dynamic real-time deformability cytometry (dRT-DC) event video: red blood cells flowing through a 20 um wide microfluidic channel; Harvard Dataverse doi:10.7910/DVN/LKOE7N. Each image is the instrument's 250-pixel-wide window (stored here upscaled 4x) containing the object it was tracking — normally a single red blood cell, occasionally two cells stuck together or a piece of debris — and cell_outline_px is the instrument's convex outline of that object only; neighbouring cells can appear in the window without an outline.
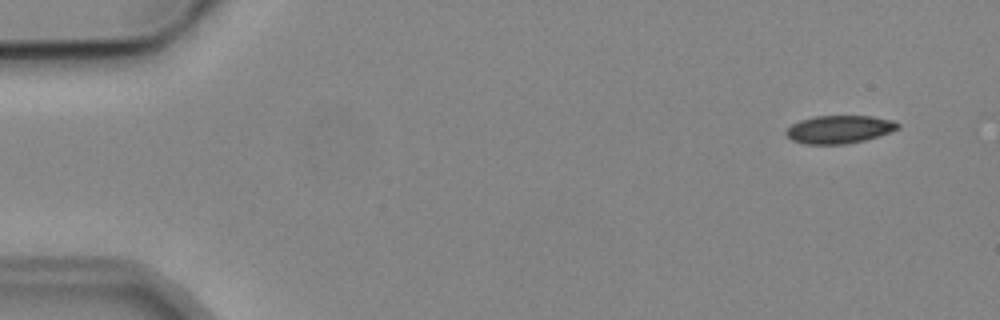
{"species": "common noctule bat (a hibernating species)", "species_latin": "Nyctalus noctula", "temperature_condition": "cold", "stored_images_in_passage": 8, "camera_frame_rate_fps": 3000, "um_per_image_px": 0.085, "animal": {"sex": "male", "body_mass_g": 19.2, "forearm_length_mm": 51.8}, "frame": {"image": 1, "passage_image": 1, "time_ms": 0.0, "image_size_px": [1000, 320], "cell_outline_px": [[900, 128], [880, 136], [864, 140], [844, 144], [804, 144], [792, 140], [784, 132], [792, 124], [800, 120], [816, 116], [872, 116], [892, 120], [900, 124]], "centroid_in_image_um": [71.35, 10.99], "position_along_channel_um": 13.6, "area_um2": 18.21}}
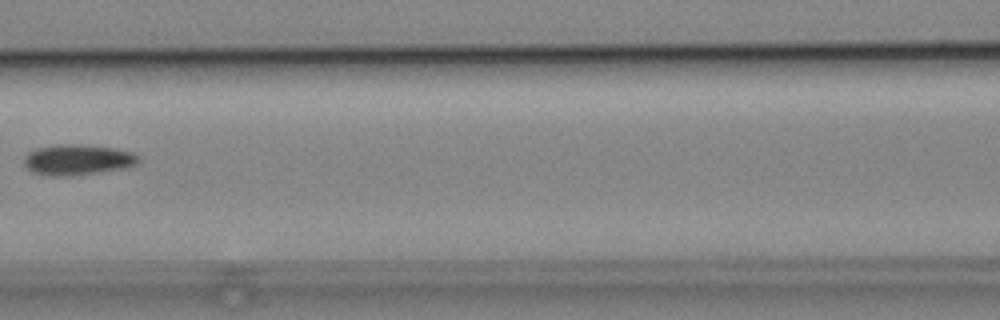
{"frame": {"image": 2, "passage_image": 7, "time_ms": 7.0, "image_size_px": [1000, 320], "cell_outline_px": [[140, 160], [136, 164], [124, 168], [72, 176], [48, 176], [32, 172], [24, 164], [24, 156], [28, 152], [36, 148], [56, 144], [84, 144], [116, 148], [132, 152], [140, 156]], "centroid_in_image_um": [6.59, 13.57], "position_along_channel_um": 160.0, "area_um2": 20.69}}
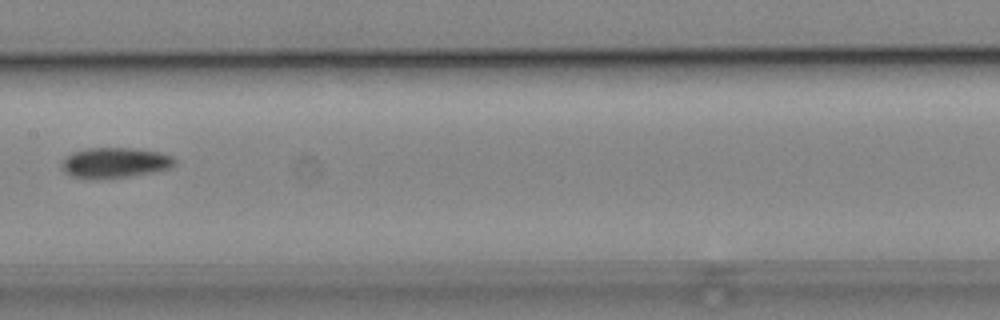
{"frame": {"image": 3, "passage_image": 8, "time_ms": 8.0, "image_size_px": [1000, 320], "cell_outline_px": [[176, 164], [172, 168], [152, 172], [128, 176], [92, 180], [72, 176], [64, 172], [60, 168], [60, 164], [64, 156], [72, 152], [88, 148], [132, 148], [160, 152], [172, 156], [176, 160]], "centroid_in_image_um": [9.72, 13.83], "position_along_channel_um": 197.7, "area_um2": 20.35}}